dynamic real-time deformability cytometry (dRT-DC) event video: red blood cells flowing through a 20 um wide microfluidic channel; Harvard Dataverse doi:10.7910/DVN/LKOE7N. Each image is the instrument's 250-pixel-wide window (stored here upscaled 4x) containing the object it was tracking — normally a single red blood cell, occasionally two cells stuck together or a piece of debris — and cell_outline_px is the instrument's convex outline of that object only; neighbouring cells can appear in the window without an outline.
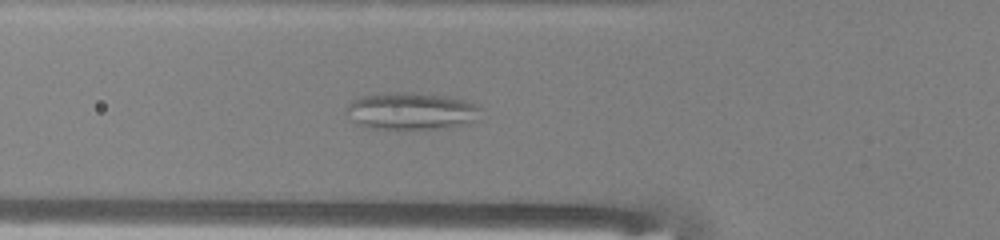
{"species": "common noctule bat (a hibernating species)", "species_latin": "Nyctalus noctula", "temperature_condition": "warm", "stored_images_in_passage": 51, "camera_frame_rate_fps": 3000, "um_per_image_px": 0.085, "animal": {"sex": "male", "body_mass_g": 13.0, "forearm_length_mm": 53.1}, "frame": {"image": 1, "passage_image": 18, "time_ms": 5.667, "image_size_px": [1000, 240], "cell_outline_px": [[480, 120], [468, 124], [448, 128], [364, 128], [356, 124], [352, 120], [344, 108], [352, 100], [360, 96], [376, 92], [412, 92], [448, 96], [464, 100], [476, 104], [480, 108]], "centroid_in_image_um": [34.95, 9.42], "position_along_channel_um": 90.8, "area_um2": 29.71}}
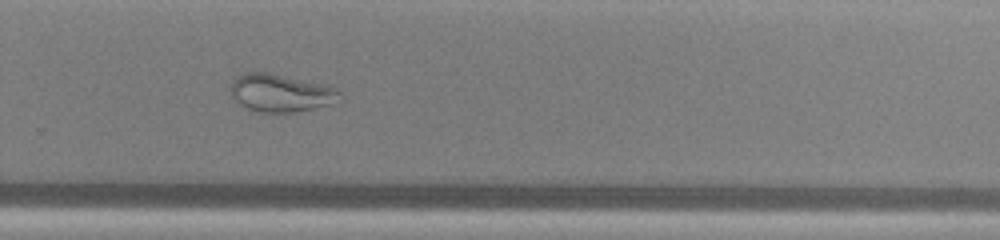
{"frame": {"image": 2, "passage_image": 34, "time_ms": 11.0, "image_size_px": [1000, 240], "cell_outline_px": [[340, 92], [328, 104], [312, 108], [292, 112], [256, 112], [240, 104], [232, 96], [228, 88], [232, 80], [236, 76], [244, 72], [268, 72], [320, 84], [336, 88]], "centroid_in_image_um": [23.7, 7.88], "position_along_channel_um": 306.1, "area_um2": 23.41}}
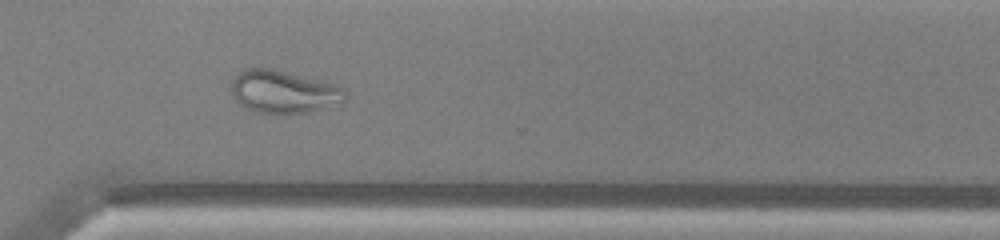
{"frame": {"image": 3, "passage_image": 37, "time_ms": 12.0, "image_size_px": [1000, 240], "cell_outline_px": [[348, 96], [344, 100], [308, 112], [256, 112], [244, 108], [236, 100], [228, 84], [244, 68], [272, 68], [336, 84], [344, 88]], "centroid_in_image_um": [24.06, 7.77], "position_along_channel_um": 346.5, "area_um2": 28.03}}